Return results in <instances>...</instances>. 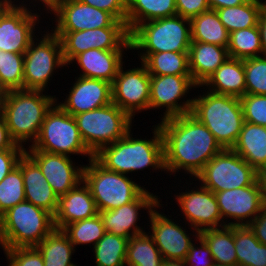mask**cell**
<instances>
[{
	"instance_id": "47",
	"label": "cell",
	"mask_w": 266,
	"mask_h": 266,
	"mask_svg": "<svg viewBox=\"0 0 266 266\" xmlns=\"http://www.w3.org/2000/svg\"><path fill=\"white\" fill-rule=\"evenodd\" d=\"M177 15L192 19L210 10L207 0H176Z\"/></svg>"
},
{
	"instance_id": "6",
	"label": "cell",
	"mask_w": 266,
	"mask_h": 266,
	"mask_svg": "<svg viewBox=\"0 0 266 266\" xmlns=\"http://www.w3.org/2000/svg\"><path fill=\"white\" fill-rule=\"evenodd\" d=\"M5 248L36 247L54 229V215L23 201L2 214Z\"/></svg>"
},
{
	"instance_id": "28",
	"label": "cell",
	"mask_w": 266,
	"mask_h": 266,
	"mask_svg": "<svg viewBox=\"0 0 266 266\" xmlns=\"http://www.w3.org/2000/svg\"><path fill=\"white\" fill-rule=\"evenodd\" d=\"M217 94L242 97L246 94L244 60L228 58L201 86Z\"/></svg>"
},
{
	"instance_id": "9",
	"label": "cell",
	"mask_w": 266,
	"mask_h": 266,
	"mask_svg": "<svg viewBox=\"0 0 266 266\" xmlns=\"http://www.w3.org/2000/svg\"><path fill=\"white\" fill-rule=\"evenodd\" d=\"M73 117L83 142L93 154L123 138L133 127V119L113 102Z\"/></svg>"
},
{
	"instance_id": "51",
	"label": "cell",
	"mask_w": 266,
	"mask_h": 266,
	"mask_svg": "<svg viewBox=\"0 0 266 266\" xmlns=\"http://www.w3.org/2000/svg\"><path fill=\"white\" fill-rule=\"evenodd\" d=\"M258 28L260 31L263 55L266 56V0L263 2L262 12L258 19Z\"/></svg>"
},
{
	"instance_id": "57",
	"label": "cell",
	"mask_w": 266,
	"mask_h": 266,
	"mask_svg": "<svg viewBox=\"0 0 266 266\" xmlns=\"http://www.w3.org/2000/svg\"><path fill=\"white\" fill-rule=\"evenodd\" d=\"M0 239H4L3 229H2V215L0 214Z\"/></svg>"
},
{
	"instance_id": "29",
	"label": "cell",
	"mask_w": 266,
	"mask_h": 266,
	"mask_svg": "<svg viewBox=\"0 0 266 266\" xmlns=\"http://www.w3.org/2000/svg\"><path fill=\"white\" fill-rule=\"evenodd\" d=\"M175 15L176 0H127L126 27L131 33L141 23Z\"/></svg>"
},
{
	"instance_id": "14",
	"label": "cell",
	"mask_w": 266,
	"mask_h": 266,
	"mask_svg": "<svg viewBox=\"0 0 266 266\" xmlns=\"http://www.w3.org/2000/svg\"><path fill=\"white\" fill-rule=\"evenodd\" d=\"M29 7H21L4 1L0 5V50L11 53H25L34 39L35 28L41 14ZM40 17V19H39Z\"/></svg>"
},
{
	"instance_id": "56",
	"label": "cell",
	"mask_w": 266,
	"mask_h": 266,
	"mask_svg": "<svg viewBox=\"0 0 266 266\" xmlns=\"http://www.w3.org/2000/svg\"><path fill=\"white\" fill-rule=\"evenodd\" d=\"M259 177H260L262 184H263L264 200H265V205H266V172H261L259 174Z\"/></svg>"
},
{
	"instance_id": "50",
	"label": "cell",
	"mask_w": 266,
	"mask_h": 266,
	"mask_svg": "<svg viewBox=\"0 0 266 266\" xmlns=\"http://www.w3.org/2000/svg\"><path fill=\"white\" fill-rule=\"evenodd\" d=\"M4 149H26L11 138L9 130L6 126L5 120L0 116V150Z\"/></svg>"
},
{
	"instance_id": "32",
	"label": "cell",
	"mask_w": 266,
	"mask_h": 266,
	"mask_svg": "<svg viewBox=\"0 0 266 266\" xmlns=\"http://www.w3.org/2000/svg\"><path fill=\"white\" fill-rule=\"evenodd\" d=\"M150 75H191L189 52L138 54Z\"/></svg>"
},
{
	"instance_id": "36",
	"label": "cell",
	"mask_w": 266,
	"mask_h": 266,
	"mask_svg": "<svg viewBox=\"0 0 266 266\" xmlns=\"http://www.w3.org/2000/svg\"><path fill=\"white\" fill-rule=\"evenodd\" d=\"M128 239L106 232L93 247L95 266H126Z\"/></svg>"
},
{
	"instance_id": "37",
	"label": "cell",
	"mask_w": 266,
	"mask_h": 266,
	"mask_svg": "<svg viewBox=\"0 0 266 266\" xmlns=\"http://www.w3.org/2000/svg\"><path fill=\"white\" fill-rule=\"evenodd\" d=\"M228 54L234 59L262 56L260 31L257 26L233 31L229 36Z\"/></svg>"
},
{
	"instance_id": "39",
	"label": "cell",
	"mask_w": 266,
	"mask_h": 266,
	"mask_svg": "<svg viewBox=\"0 0 266 266\" xmlns=\"http://www.w3.org/2000/svg\"><path fill=\"white\" fill-rule=\"evenodd\" d=\"M24 53L0 50V91L23 89Z\"/></svg>"
},
{
	"instance_id": "17",
	"label": "cell",
	"mask_w": 266,
	"mask_h": 266,
	"mask_svg": "<svg viewBox=\"0 0 266 266\" xmlns=\"http://www.w3.org/2000/svg\"><path fill=\"white\" fill-rule=\"evenodd\" d=\"M191 188L174 195L182 216L186 218L184 224L187 222L191 231L196 229L199 232L222 227V216L214 192L200 184L198 188L195 185Z\"/></svg>"
},
{
	"instance_id": "20",
	"label": "cell",
	"mask_w": 266,
	"mask_h": 266,
	"mask_svg": "<svg viewBox=\"0 0 266 266\" xmlns=\"http://www.w3.org/2000/svg\"><path fill=\"white\" fill-rule=\"evenodd\" d=\"M144 190L134 201L112 210L100 211L105 232L127 238L128 240L144 233L146 230L137 225L141 209L147 210L148 215L155 208H162L160 197ZM159 199V200H158Z\"/></svg>"
},
{
	"instance_id": "48",
	"label": "cell",
	"mask_w": 266,
	"mask_h": 266,
	"mask_svg": "<svg viewBox=\"0 0 266 266\" xmlns=\"http://www.w3.org/2000/svg\"><path fill=\"white\" fill-rule=\"evenodd\" d=\"M25 149L0 150V182L14 169Z\"/></svg>"
},
{
	"instance_id": "4",
	"label": "cell",
	"mask_w": 266,
	"mask_h": 266,
	"mask_svg": "<svg viewBox=\"0 0 266 266\" xmlns=\"http://www.w3.org/2000/svg\"><path fill=\"white\" fill-rule=\"evenodd\" d=\"M197 96L193 98L191 114L208 128L223 149H232L244 123L240 98L209 90Z\"/></svg>"
},
{
	"instance_id": "42",
	"label": "cell",
	"mask_w": 266,
	"mask_h": 266,
	"mask_svg": "<svg viewBox=\"0 0 266 266\" xmlns=\"http://www.w3.org/2000/svg\"><path fill=\"white\" fill-rule=\"evenodd\" d=\"M259 240L249 226H234V244L238 266H251L253 263L254 245Z\"/></svg>"
},
{
	"instance_id": "22",
	"label": "cell",
	"mask_w": 266,
	"mask_h": 266,
	"mask_svg": "<svg viewBox=\"0 0 266 266\" xmlns=\"http://www.w3.org/2000/svg\"><path fill=\"white\" fill-rule=\"evenodd\" d=\"M64 103H56L67 113L74 116L104 107L112 103L111 83L93 78L75 77Z\"/></svg>"
},
{
	"instance_id": "41",
	"label": "cell",
	"mask_w": 266,
	"mask_h": 266,
	"mask_svg": "<svg viewBox=\"0 0 266 266\" xmlns=\"http://www.w3.org/2000/svg\"><path fill=\"white\" fill-rule=\"evenodd\" d=\"M246 94L266 95V56L244 59Z\"/></svg>"
},
{
	"instance_id": "18",
	"label": "cell",
	"mask_w": 266,
	"mask_h": 266,
	"mask_svg": "<svg viewBox=\"0 0 266 266\" xmlns=\"http://www.w3.org/2000/svg\"><path fill=\"white\" fill-rule=\"evenodd\" d=\"M163 212L157 211L155 208L149 214V226L151 229L148 232L154 239L155 245L158 247L164 260H184L191 245L196 241L200 232L193 229V234L186 231L187 228L181 225L171 216L167 217ZM195 233V234H194ZM195 236L194 238H191ZM194 239V240H193Z\"/></svg>"
},
{
	"instance_id": "24",
	"label": "cell",
	"mask_w": 266,
	"mask_h": 266,
	"mask_svg": "<svg viewBox=\"0 0 266 266\" xmlns=\"http://www.w3.org/2000/svg\"><path fill=\"white\" fill-rule=\"evenodd\" d=\"M23 175L25 201L55 214L58 207V196L47 182L39 166L26 154L17 164Z\"/></svg>"
},
{
	"instance_id": "44",
	"label": "cell",
	"mask_w": 266,
	"mask_h": 266,
	"mask_svg": "<svg viewBox=\"0 0 266 266\" xmlns=\"http://www.w3.org/2000/svg\"><path fill=\"white\" fill-rule=\"evenodd\" d=\"M8 266H44V260L36 247L5 248Z\"/></svg>"
},
{
	"instance_id": "25",
	"label": "cell",
	"mask_w": 266,
	"mask_h": 266,
	"mask_svg": "<svg viewBox=\"0 0 266 266\" xmlns=\"http://www.w3.org/2000/svg\"><path fill=\"white\" fill-rule=\"evenodd\" d=\"M124 50L89 49L77 55L69 65L75 62L82 73L79 76L100 79L113 83L118 70L124 64Z\"/></svg>"
},
{
	"instance_id": "46",
	"label": "cell",
	"mask_w": 266,
	"mask_h": 266,
	"mask_svg": "<svg viewBox=\"0 0 266 266\" xmlns=\"http://www.w3.org/2000/svg\"><path fill=\"white\" fill-rule=\"evenodd\" d=\"M82 3L111 13L126 24L127 0H79Z\"/></svg>"
},
{
	"instance_id": "8",
	"label": "cell",
	"mask_w": 266,
	"mask_h": 266,
	"mask_svg": "<svg viewBox=\"0 0 266 266\" xmlns=\"http://www.w3.org/2000/svg\"><path fill=\"white\" fill-rule=\"evenodd\" d=\"M83 181L90 188L99 212L128 204L145 190L128 175L107 170L94 158L84 166Z\"/></svg>"
},
{
	"instance_id": "53",
	"label": "cell",
	"mask_w": 266,
	"mask_h": 266,
	"mask_svg": "<svg viewBox=\"0 0 266 266\" xmlns=\"http://www.w3.org/2000/svg\"><path fill=\"white\" fill-rule=\"evenodd\" d=\"M247 0H207L211 10H217L226 7L239 6Z\"/></svg>"
},
{
	"instance_id": "15",
	"label": "cell",
	"mask_w": 266,
	"mask_h": 266,
	"mask_svg": "<svg viewBox=\"0 0 266 266\" xmlns=\"http://www.w3.org/2000/svg\"><path fill=\"white\" fill-rule=\"evenodd\" d=\"M214 194L222 216V226H248L266 207L260 177L250 186ZM228 218L234 222H229Z\"/></svg>"
},
{
	"instance_id": "55",
	"label": "cell",
	"mask_w": 266,
	"mask_h": 266,
	"mask_svg": "<svg viewBox=\"0 0 266 266\" xmlns=\"http://www.w3.org/2000/svg\"><path fill=\"white\" fill-rule=\"evenodd\" d=\"M162 266H187L184 260H164Z\"/></svg>"
},
{
	"instance_id": "19",
	"label": "cell",
	"mask_w": 266,
	"mask_h": 266,
	"mask_svg": "<svg viewBox=\"0 0 266 266\" xmlns=\"http://www.w3.org/2000/svg\"><path fill=\"white\" fill-rule=\"evenodd\" d=\"M49 13H54L56 22L50 31L92 30L110 27L117 21L111 13L79 0H60Z\"/></svg>"
},
{
	"instance_id": "52",
	"label": "cell",
	"mask_w": 266,
	"mask_h": 266,
	"mask_svg": "<svg viewBox=\"0 0 266 266\" xmlns=\"http://www.w3.org/2000/svg\"><path fill=\"white\" fill-rule=\"evenodd\" d=\"M251 266H266V245L258 243L254 245L253 263Z\"/></svg>"
},
{
	"instance_id": "5",
	"label": "cell",
	"mask_w": 266,
	"mask_h": 266,
	"mask_svg": "<svg viewBox=\"0 0 266 266\" xmlns=\"http://www.w3.org/2000/svg\"><path fill=\"white\" fill-rule=\"evenodd\" d=\"M130 40L131 50L140 54L189 52L190 19L175 15L141 23L130 33Z\"/></svg>"
},
{
	"instance_id": "43",
	"label": "cell",
	"mask_w": 266,
	"mask_h": 266,
	"mask_svg": "<svg viewBox=\"0 0 266 266\" xmlns=\"http://www.w3.org/2000/svg\"><path fill=\"white\" fill-rule=\"evenodd\" d=\"M240 102L244 121L266 127V95L245 94Z\"/></svg>"
},
{
	"instance_id": "58",
	"label": "cell",
	"mask_w": 266,
	"mask_h": 266,
	"mask_svg": "<svg viewBox=\"0 0 266 266\" xmlns=\"http://www.w3.org/2000/svg\"><path fill=\"white\" fill-rule=\"evenodd\" d=\"M4 92L0 91V116L2 112V99H3Z\"/></svg>"
},
{
	"instance_id": "54",
	"label": "cell",
	"mask_w": 266,
	"mask_h": 266,
	"mask_svg": "<svg viewBox=\"0 0 266 266\" xmlns=\"http://www.w3.org/2000/svg\"><path fill=\"white\" fill-rule=\"evenodd\" d=\"M4 1H6V2H9V3H11V4H14V5H16V6H21V7H31L32 5H30L33 1H36L37 3H41L42 5H43V7L42 8H44V9H42V11L43 10H45L46 11V13H49L56 5H57V3L60 1V0H32L30 3H29V5H27V4H25L26 2H24V0L22 1L21 0V2L19 1V0H4ZM15 1H16V3H15ZM17 2H19V4L17 3ZM21 3V4H20ZM48 11V12H47Z\"/></svg>"
},
{
	"instance_id": "60",
	"label": "cell",
	"mask_w": 266,
	"mask_h": 266,
	"mask_svg": "<svg viewBox=\"0 0 266 266\" xmlns=\"http://www.w3.org/2000/svg\"><path fill=\"white\" fill-rule=\"evenodd\" d=\"M213 266H238V265H227V264H217V263H214Z\"/></svg>"
},
{
	"instance_id": "26",
	"label": "cell",
	"mask_w": 266,
	"mask_h": 266,
	"mask_svg": "<svg viewBox=\"0 0 266 266\" xmlns=\"http://www.w3.org/2000/svg\"><path fill=\"white\" fill-rule=\"evenodd\" d=\"M229 58L228 49L215 44L191 41L189 47V70L197 86L208 78Z\"/></svg>"
},
{
	"instance_id": "35",
	"label": "cell",
	"mask_w": 266,
	"mask_h": 266,
	"mask_svg": "<svg viewBox=\"0 0 266 266\" xmlns=\"http://www.w3.org/2000/svg\"><path fill=\"white\" fill-rule=\"evenodd\" d=\"M164 258L148 232L128 240L126 266H162Z\"/></svg>"
},
{
	"instance_id": "16",
	"label": "cell",
	"mask_w": 266,
	"mask_h": 266,
	"mask_svg": "<svg viewBox=\"0 0 266 266\" xmlns=\"http://www.w3.org/2000/svg\"><path fill=\"white\" fill-rule=\"evenodd\" d=\"M140 66L124 71L122 64L111 84L112 102L132 119L149 110L150 74L142 62Z\"/></svg>"
},
{
	"instance_id": "3",
	"label": "cell",
	"mask_w": 266,
	"mask_h": 266,
	"mask_svg": "<svg viewBox=\"0 0 266 266\" xmlns=\"http://www.w3.org/2000/svg\"><path fill=\"white\" fill-rule=\"evenodd\" d=\"M43 92L26 89L4 92L1 116L11 138L22 147H26V142H35L46 113L58 99Z\"/></svg>"
},
{
	"instance_id": "13",
	"label": "cell",
	"mask_w": 266,
	"mask_h": 266,
	"mask_svg": "<svg viewBox=\"0 0 266 266\" xmlns=\"http://www.w3.org/2000/svg\"><path fill=\"white\" fill-rule=\"evenodd\" d=\"M194 88L199 87L191 75H150L149 109L165 107L161 120L191 113L193 97L186 101L184 97Z\"/></svg>"
},
{
	"instance_id": "33",
	"label": "cell",
	"mask_w": 266,
	"mask_h": 266,
	"mask_svg": "<svg viewBox=\"0 0 266 266\" xmlns=\"http://www.w3.org/2000/svg\"><path fill=\"white\" fill-rule=\"evenodd\" d=\"M36 248L43 257L44 266H77L71 261L76 249L61 229L55 228Z\"/></svg>"
},
{
	"instance_id": "31",
	"label": "cell",
	"mask_w": 266,
	"mask_h": 266,
	"mask_svg": "<svg viewBox=\"0 0 266 266\" xmlns=\"http://www.w3.org/2000/svg\"><path fill=\"white\" fill-rule=\"evenodd\" d=\"M200 236L207 243L214 263L237 265V254L234 244V226H222L218 228L200 231Z\"/></svg>"
},
{
	"instance_id": "38",
	"label": "cell",
	"mask_w": 266,
	"mask_h": 266,
	"mask_svg": "<svg viewBox=\"0 0 266 266\" xmlns=\"http://www.w3.org/2000/svg\"><path fill=\"white\" fill-rule=\"evenodd\" d=\"M62 231L67 235L74 248L77 245L85 244H92L91 246L94 247L106 233L100 214L70 223Z\"/></svg>"
},
{
	"instance_id": "11",
	"label": "cell",
	"mask_w": 266,
	"mask_h": 266,
	"mask_svg": "<svg viewBox=\"0 0 266 266\" xmlns=\"http://www.w3.org/2000/svg\"><path fill=\"white\" fill-rule=\"evenodd\" d=\"M258 178V172L235 151L223 149L194 179L216 193L250 186Z\"/></svg>"
},
{
	"instance_id": "23",
	"label": "cell",
	"mask_w": 266,
	"mask_h": 266,
	"mask_svg": "<svg viewBox=\"0 0 266 266\" xmlns=\"http://www.w3.org/2000/svg\"><path fill=\"white\" fill-rule=\"evenodd\" d=\"M99 214L90 188L82 181L78 186L59 197L58 207L54 214L56 229H63L66 225Z\"/></svg>"
},
{
	"instance_id": "30",
	"label": "cell",
	"mask_w": 266,
	"mask_h": 266,
	"mask_svg": "<svg viewBox=\"0 0 266 266\" xmlns=\"http://www.w3.org/2000/svg\"><path fill=\"white\" fill-rule=\"evenodd\" d=\"M191 41L215 44L228 48L230 33L216 10H208L190 19Z\"/></svg>"
},
{
	"instance_id": "59",
	"label": "cell",
	"mask_w": 266,
	"mask_h": 266,
	"mask_svg": "<svg viewBox=\"0 0 266 266\" xmlns=\"http://www.w3.org/2000/svg\"><path fill=\"white\" fill-rule=\"evenodd\" d=\"M0 248L4 251V249H5L4 239H0Z\"/></svg>"
},
{
	"instance_id": "34",
	"label": "cell",
	"mask_w": 266,
	"mask_h": 266,
	"mask_svg": "<svg viewBox=\"0 0 266 266\" xmlns=\"http://www.w3.org/2000/svg\"><path fill=\"white\" fill-rule=\"evenodd\" d=\"M264 0H247L239 6L217 9L220 21L229 33L258 25Z\"/></svg>"
},
{
	"instance_id": "27",
	"label": "cell",
	"mask_w": 266,
	"mask_h": 266,
	"mask_svg": "<svg viewBox=\"0 0 266 266\" xmlns=\"http://www.w3.org/2000/svg\"><path fill=\"white\" fill-rule=\"evenodd\" d=\"M232 150L258 174L266 172V127L244 121Z\"/></svg>"
},
{
	"instance_id": "10",
	"label": "cell",
	"mask_w": 266,
	"mask_h": 266,
	"mask_svg": "<svg viewBox=\"0 0 266 266\" xmlns=\"http://www.w3.org/2000/svg\"><path fill=\"white\" fill-rule=\"evenodd\" d=\"M35 37L24 53V85L26 90L46 91L54 72L65 67L60 38L48 30ZM40 39V40H39ZM37 41V42H36Z\"/></svg>"
},
{
	"instance_id": "40",
	"label": "cell",
	"mask_w": 266,
	"mask_h": 266,
	"mask_svg": "<svg viewBox=\"0 0 266 266\" xmlns=\"http://www.w3.org/2000/svg\"><path fill=\"white\" fill-rule=\"evenodd\" d=\"M25 201L24 180L20 167L17 165L0 182V214Z\"/></svg>"
},
{
	"instance_id": "49",
	"label": "cell",
	"mask_w": 266,
	"mask_h": 266,
	"mask_svg": "<svg viewBox=\"0 0 266 266\" xmlns=\"http://www.w3.org/2000/svg\"><path fill=\"white\" fill-rule=\"evenodd\" d=\"M260 243L266 245V207L248 225Z\"/></svg>"
},
{
	"instance_id": "12",
	"label": "cell",
	"mask_w": 266,
	"mask_h": 266,
	"mask_svg": "<svg viewBox=\"0 0 266 266\" xmlns=\"http://www.w3.org/2000/svg\"><path fill=\"white\" fill-rule=\"evenodd\" d=\"M52 32L60 38L66 67L77 55L89 49L131 50L130 33L123 21L92 30Z\"/></svg>"
},
{
	"instance_id": "1",
	"label": "cell",
	"mask_w": 266,
	"mask_h": 266,
	"mask_svg": "<svg viewBox=\"0 0 266 266\" xmlns=\"http://www.w3.org/2000/svg\"><path fill=\"white\" fill-rule=\"evenodd\" d=\"M157 124L163 139L165 172L171 175L184 171L193 179L223 150L208 128L191 113Z\"/></svg>"
},
{
	"instance_id": "7",
	"label": "cell",
	"mask_w": 266,
	"mask_h": 266,
	"mask_svg": "<svg viewBox=\"0 0 266 266\" xmlns=\"http://www.w3.org/2000/svg\"><path fill=\"white\" fill-rule=\"evenodd\" d=\"M25 151H44L70 157L79 154L89 156L88 160L94 158L81 138L74 117L57 103L46 113L37 139Z\"/></svg>"
},
{
	"instance_id": "21",
	"label": "cell",
	"mask_w": 266,
	"mask_h": 266,
	"mask_svg": "<svg viewBox=\"0 0 266 266\" xmlns=\"http://www.w3.org/2000/svg\"><path fill=\"white\" fill-rule=\"evenodd\" d=\"M25 153L39 166L58 198L83 181L85 165L76 166V162H73L70 156L44 151H25Z\"/></svg>"
},
{
	"instance_id": "45",
	"label": "cell",
	"mask_w": 266,
	"mask_h": 266,
	"mask_svg": "<svg viewBox=\"0 0 266 266\" xmlns=\"http://www.w3.org/2000/svg\"><path fill=\"white\" fill-rule=\"evenodd\" d=\"M197 242V245L195 243ZM191 245L184 261L187 266H213L214 260L205 240L199 235ZM200 244H199V243ZM199 244V245H198Z\"/></svg>"
},
{
	"instance_id": "2",
	"label": "cell",
	"mask_w": 266,
	"mask_h": 266,
	"mask_svg": "<svg viewBox=\"0 0 266 266\" xmlns=\"http://www.w3.org/2000/svg\"><path fill=\"white\" fill-rule=\"evenodd\" d=\"M154 126L152 138H133L130 129L120 140L100 148L94 159L105 169L124 175L149 166L165 172L162 134L158 124Z\"/></svg>"
}]
</instances>
